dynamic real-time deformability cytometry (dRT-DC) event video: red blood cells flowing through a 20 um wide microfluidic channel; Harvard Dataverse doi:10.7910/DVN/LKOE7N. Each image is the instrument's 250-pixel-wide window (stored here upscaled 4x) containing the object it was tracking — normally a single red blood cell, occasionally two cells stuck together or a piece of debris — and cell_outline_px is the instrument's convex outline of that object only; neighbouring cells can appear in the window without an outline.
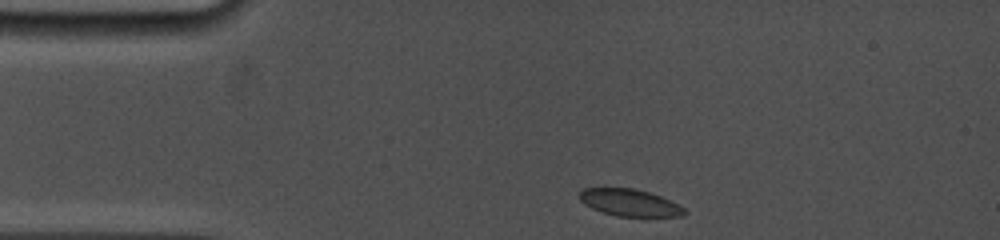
{"species": "common noctule bat (a hibernating species)", "species_latin": "Nyctalus noctula", "temperature_condition": "cold", "stored_images_in_passage": 4, "camera_frame_rate_fps": 5000, "um_per_image_px": 0.085, "animal": {"sex": "female", "body_mass_g": 19.0, "forearm_length_mm": 53.3}, "frame": {"image": 1, "passage_image": 1, "time_ms": 0.0, "image_size_px": [1000, 240], "cell_outline_px": [[688, 212], [684, 216], [616, 216], [592, 208], [584, 204], [580, 200], [580, 192], [584, 188], [636, 188], [660, 196], [684, 208]], "centroid_in_image_um": [53.52, 17.22], "position_along_channel_um": 31.5, "area_um2": 16.3}}